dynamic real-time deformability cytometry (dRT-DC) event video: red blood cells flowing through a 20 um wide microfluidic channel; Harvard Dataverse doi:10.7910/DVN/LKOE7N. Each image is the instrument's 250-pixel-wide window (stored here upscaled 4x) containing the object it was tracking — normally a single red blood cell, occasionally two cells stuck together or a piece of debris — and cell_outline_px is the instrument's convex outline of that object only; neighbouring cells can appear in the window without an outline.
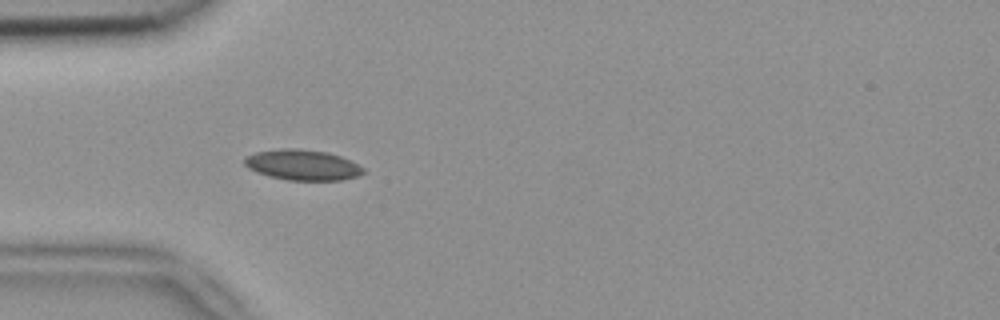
{"species": "common noctule bat (a hibernating species)", "species_latin": "Nyctalus noctula", "temperature_condition": "room temperature", "stored_images_in_passage": 3, "camera_frame_rate_fps": 3000, "um_per_image_px": 0.085, "animal": {"sex": "female", "body_mass_g": 18.4}, "frame": {"image": 1, "passage_image": 3, "time_ms": 0.667, "image_size_px": [1000, 320], "cell_outline_px": [[364, 172], [356, 176], [340, 180], [288, 180], [268, 176], [256, 172], [248, 168], [244, 164], [244, 156], [256, 152], [284, 148], [292, 148], [328, 152], [340, 156], [364, 168]], "centroid_in_image_um": [25.66, 14.02], "position_along_channel_um": 59.3, "area_um2": 20.98}}